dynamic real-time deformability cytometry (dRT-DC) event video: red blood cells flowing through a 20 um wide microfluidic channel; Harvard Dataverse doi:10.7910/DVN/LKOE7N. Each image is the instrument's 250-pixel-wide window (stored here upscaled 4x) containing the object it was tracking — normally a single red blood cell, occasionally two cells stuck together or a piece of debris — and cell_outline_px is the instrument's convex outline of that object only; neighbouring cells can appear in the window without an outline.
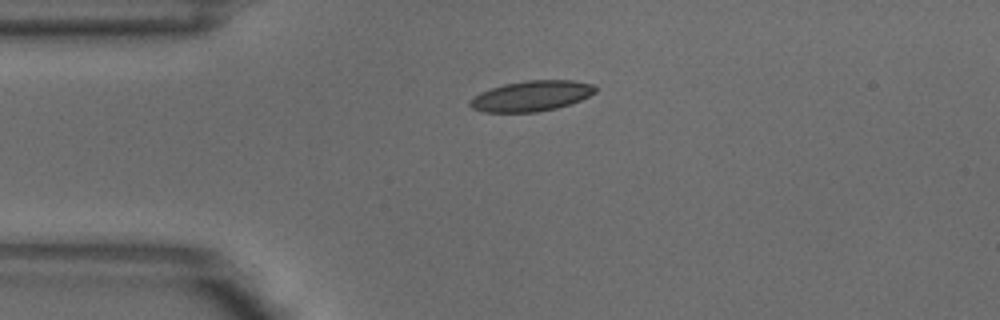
{"species": "common noctule bat (a hibernating species)", "species_latin": "Nyctalus noctula", "temperature_condition": "warm", "stored_images_in_passage": 2, "camera_frame_rate_fps": 3000, "um_per_image_px": 0.085, "animal": {"sex": "male", "body_mass_g": 18.8}, "frame": {"image": 1, "passage_image": 1, "time_ms": 0.0, "image_size_px": [1000, 320], "cell_outline_px": [[596, 92], [580, 100], [556, 108], [536, 112], [484, 112], [472, 108], [468, 104], [468, 100], [480, 92], [504, 84], [524, 80], [572, 80], [592, 84], [596, 88]], "centroid_in_image_um": [45.13, 8.15], "position_along_channel_um": 39.9, "area_um2": 22.2}}
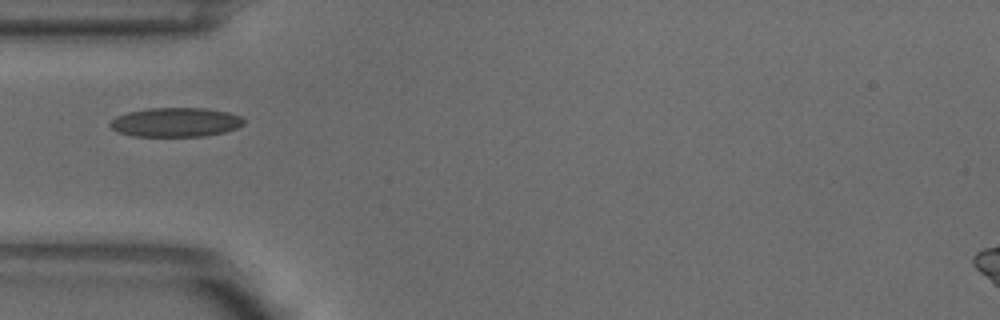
{"frame": {"image": 2, "passage_image": 2, "time_ms": 0.333, "image_size_px": [1000, 320], "cell_outline_px": [[244, 124], [236, 128], [224, 132], [204, 136], [132, 136], [120, 132], [112, 128], [108, 124], [116, 116], [128, 112], [148, 108], [204, 108], [228, 112], [240, 116], [244, 120]], "centroid_in_image_um": [14.93, 10.39], "position_along_channel_um": 70.1, "area_um2": 22.66}}